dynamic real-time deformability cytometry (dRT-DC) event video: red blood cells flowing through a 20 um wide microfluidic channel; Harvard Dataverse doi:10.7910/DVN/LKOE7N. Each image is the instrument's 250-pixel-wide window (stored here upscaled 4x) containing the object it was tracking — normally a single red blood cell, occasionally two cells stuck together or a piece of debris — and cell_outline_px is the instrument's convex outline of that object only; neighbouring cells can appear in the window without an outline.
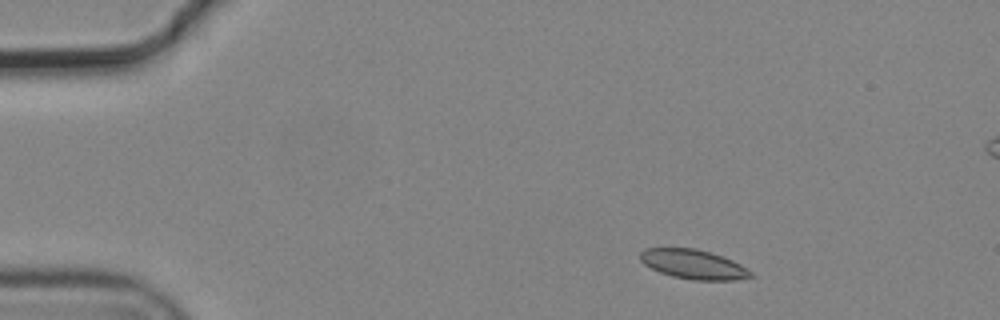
{"species": "common noctule bat (a hibernating species)", "species_latin": "Nyctalus noctula", "temperature_condition": "cold", "stored_images_in_passage": 8, "camera_frame_rate_fps": 3000, "um_per_image_px": 0.085, "animal": {"sex": "male", "body_mass_g": 19.2, "forearm_length_mm": 51.8}, "frame": {"image": 1, "passage_image": 2, "time_ms": 0.333, "image_size_px": [1000, 320], "cell_outline_px": [[756, 276], [736, 280], [692, 280], [672, 276], [660, 272], [644, 264], [640, 260], [640, 252], [644, 248], [696, 248], [732, 260], [748, 268]], "centroid_in_image_um": [58.96, 22.47], "position_along_channel_um": 26.0, "area_um2": 18.96}}
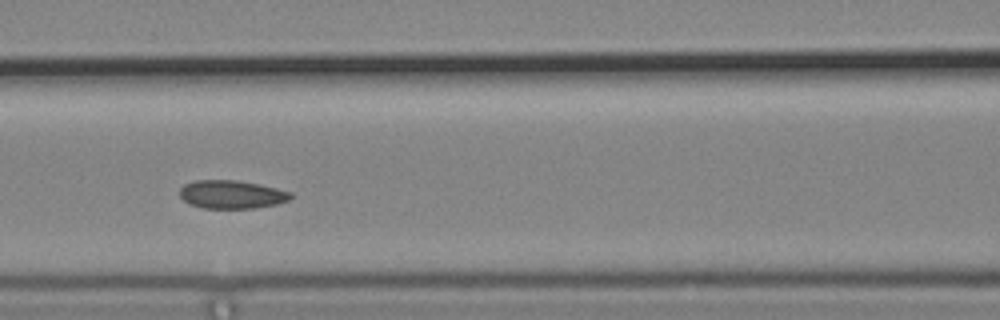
{"frame": {"image": 2, "passage_image": 6, "time_ms": 1.667, "image_size_px": [1000, 320], "cell_outline_px": [[292, 196], [288, 200], [276, 204], [256, 208], [204, 208], [188, 204], [180, 196], [180, 188], [184, 184], [196, 180], [236, 180], [260, 184], [292, 192]], "centroid_in_image_um": [19.68, 16.52], "position_along_channel_um": 146.9, "area_um2": 18.32}}
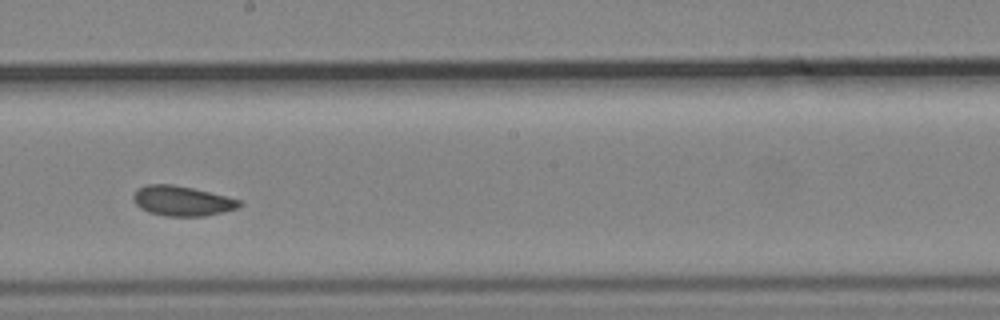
{"frame": {"image": 3, "passage_image": 8, "time_ms": 2.333, "image_size_px": [1000, 320], "cell_outline_px": [[244, 204], [240, 208], [204, 216], [164, 216], [148, 212], [140, 208], [136, 204], [132, 196], [140, 188], [148, 184], [172, 184], [192, 188], [240, 200]], "centroid_in_image_um": [15.49, 17.09], "position_along_channel_um": 232.7, "area_um2": 18.38}}